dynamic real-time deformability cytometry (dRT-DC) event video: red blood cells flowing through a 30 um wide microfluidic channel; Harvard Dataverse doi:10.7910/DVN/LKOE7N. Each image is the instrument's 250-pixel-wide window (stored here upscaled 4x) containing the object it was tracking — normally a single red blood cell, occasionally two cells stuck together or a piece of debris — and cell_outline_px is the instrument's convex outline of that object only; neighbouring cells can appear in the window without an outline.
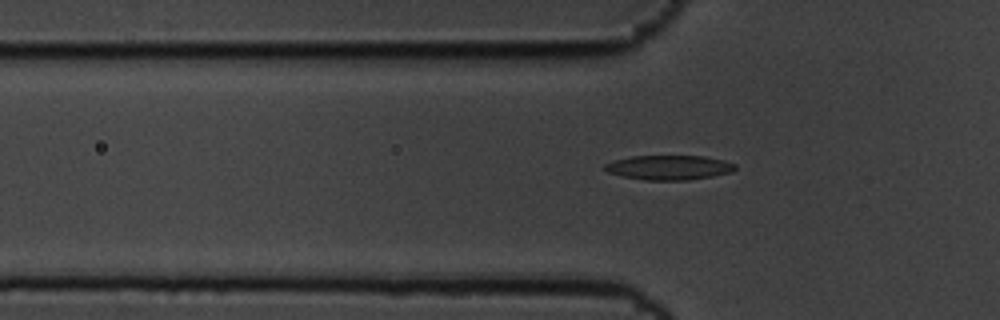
{"species": "common noctule bat (a hibernating species)", "species_latin": "Nyctalus noctula", "temperature_condition": "cold", "stored_images_in_passage": 57, "camera_frame_rate_fps": 3000, "um_per_image_px": 0.085, "animal": {"sex": "male", "body_mass_g": 19.5, "forearm_length_mm": 54.6}, "frame": {"image": 1, "passage_image": 20, "time_ms": 6.333, "image_size_px": [1000, 320], "cell_outline_px": [[736, 168], [732, 172], [712, 176], [688, 180], [644, 180], [624, 176], [608, 172], [604, 168], [604, 164], [612, 160], [632, 156], [704, 156], [724, 160], [736, 164]], "centroid_in_image_um": [56.87, 14.23], "position_along_channel_um": 68.9, "area_um2": 18.67}}
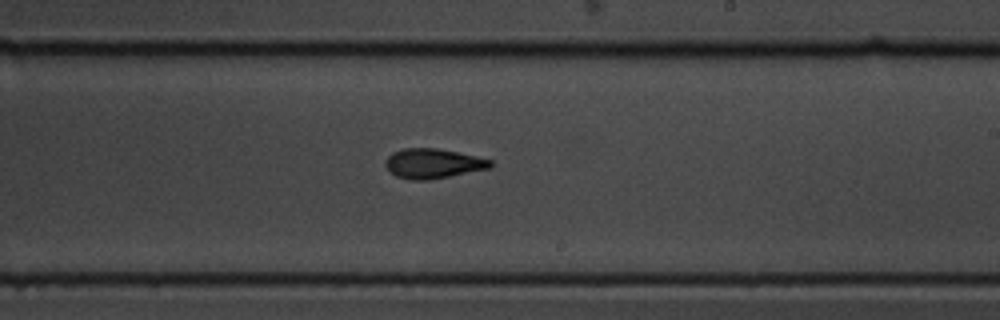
{"frame": {"image": 2, "passage_image": 36, "time_ms": 11.667, "image_size_px": [1000, 320], "cell_outline_px": [[492, 168], [428, 180], [408, 180], [396, 176], [384, 164], [384, 160], [392, 152], [404, 148], [436, 148], [476, 156], [492, 160]], "centroid_in_image_um": [36.8, 13.9], "position_along_channel_um": 252.2, "area_um2": 18.21}}
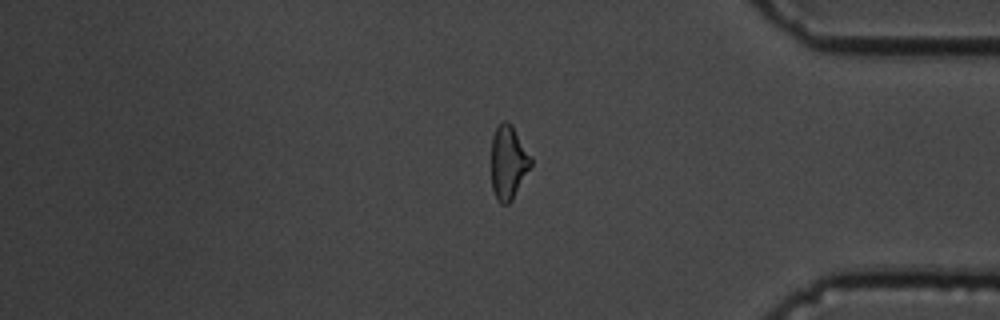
{"frame": {"image": 3, "passage_image": 50, "time_ms": 16.333, "image_size_px": [1000, 320], "cell_outline_px": [[532, 164], [512, 200], [508, 204], [500, 204], [496, 200], [492, 188], [492, 136], [496, 128], [504, 120], [508, 120], [512, 124], [532, 156]], "centroid_in_image_um": [43.22, 13.79], "position_along_channel_um": 392.0, "area_um2": 17.17}}